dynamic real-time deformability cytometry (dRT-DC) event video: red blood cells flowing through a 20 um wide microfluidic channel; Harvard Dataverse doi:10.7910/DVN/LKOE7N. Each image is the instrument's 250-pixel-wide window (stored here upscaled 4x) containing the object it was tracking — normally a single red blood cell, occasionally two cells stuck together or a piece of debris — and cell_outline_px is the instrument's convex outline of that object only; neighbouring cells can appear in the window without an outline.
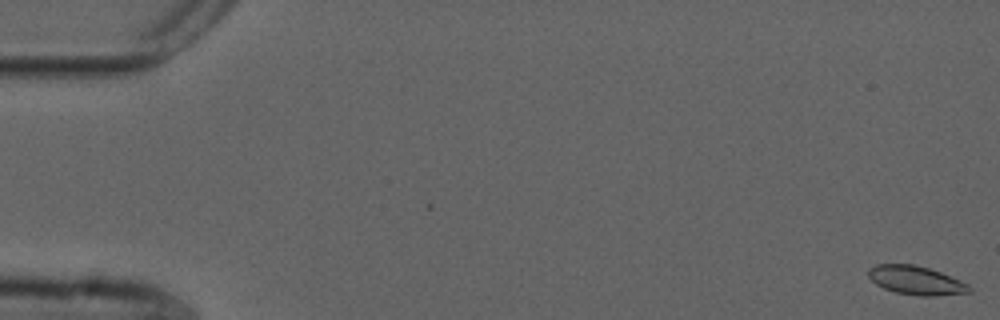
{"species": "common noctule bat (a hibernating species)", "species_latin": "Nyctalus noctula", "temperature_condition": "cold", "stored_images_in_passage": 56, "camera_frame_rate_fps": 3000, "um_per_image_px": 0.085, "animal": {"sex": "male", "forearm_length_mm": 52.5}, "frame": {"image": 1, "passage_image": 1, "time_ms": 0.0, "image_size_px": [1000, 320], "cell_outline_px": [[972, 292], [932, 296], [920, 296], [896, 292], [884, 288], [876, 284], [868, 276], [868, 268], [876, 264], [916, 264], [940, 272], [968, 284], [972, 288]], "centroid_in_image_um": [77.85, 23.82], "position_along_channel_um": 7.2, "area_um2": 16.82}}
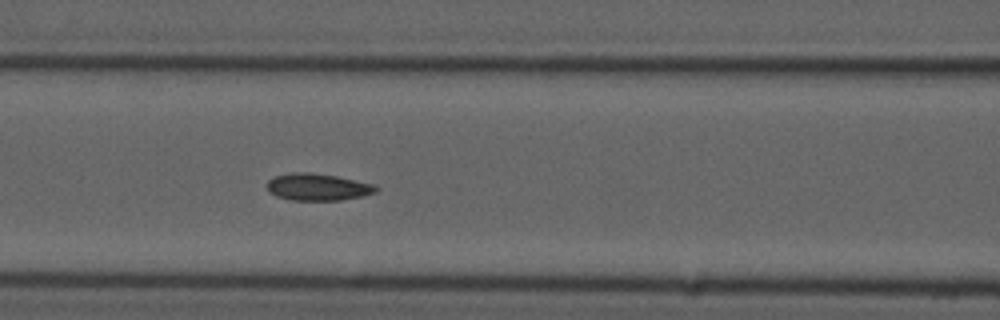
{"frame": {"image": 2, "passage_image": 24, "time_ms": 7.667, "image_size_px": [1000, 320], "cell_outline_px": [[380, 188], [376, 192], [360, 196], [340, 200], [292, 200], [276, 196], [268, 188], [268, 180], [272, 176], [292, 172], [308, 172], [336, 176], [376, 184]], "centroid_in_image_um": [27.03, 15.88], "position_along_channel_um": 139.6, "area_um2": 17.11}}
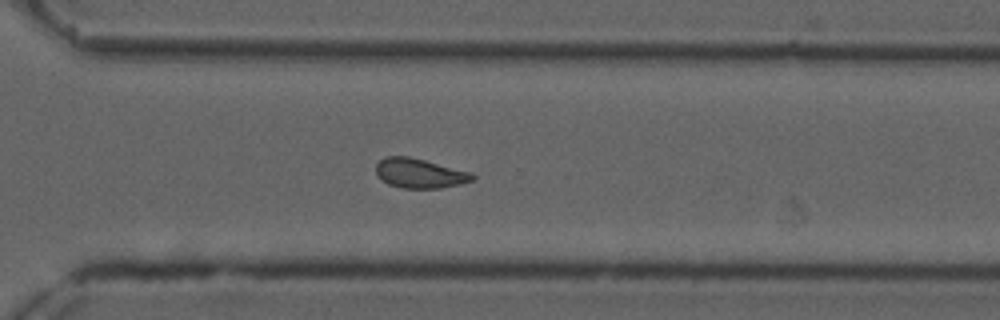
{"frame": {"image": 3, "passage_image": 40, "time_ms": 13.0, "image_size_px": [1000, 320], "cell_outline_px": [[476, 176], [472, 180], [460, 184], [440, 188], [404, 188], [388, 184], [376, 176], [376, 164], [384, 156], [408, 156], [472, 172]], "centroid_in_image_um": [35.65, 14.73], "position_along_channel_um": 334.9, "area_um2": 16.65}, "authors_computed_cell_mechanics": {"area_um2": 16.762, "velocity_mm_per_s": 3.6749, "shape_relaxation_time_tau1_ms": null, "shape_relaxation_time_tau2_ms": 3.3925, "deformation_change_tau1": null, "deformation_change_tau2": 0.077}}